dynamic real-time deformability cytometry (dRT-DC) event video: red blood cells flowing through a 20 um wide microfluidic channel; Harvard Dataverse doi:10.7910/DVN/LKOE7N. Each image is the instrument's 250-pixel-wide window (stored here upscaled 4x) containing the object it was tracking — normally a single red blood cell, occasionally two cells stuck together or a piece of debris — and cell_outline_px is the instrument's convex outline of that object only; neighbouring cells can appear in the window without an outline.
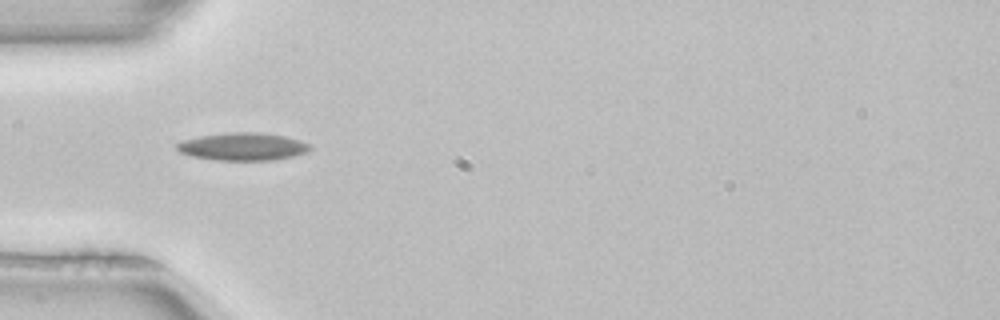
{"species": "common noctule bat (a hibernating species)", "species_latin": "Nyctalus noctula", "temperature_condition": "room temperature", "stored_images_in_passage": 5, "camera_frame_rate_fps": 3000, "um_per_image_px": 0.085, "animal": {"sex": "female", "body_mass_g": 22.7, "forearm_length_mm": 54.2}, "frame": {"image": 1, "passage_image": 2, "time_ms": 0.333, "image_size_px": [1000, 320], "cell_outline_px": [[312, 148], [304, 152], [292, 156], [276, 160], [216, 160], [192, 156], [180, 152], [176, 148], [176, 144], [184, 140], [200, 136], [228, 132], [260, 132], [284, 136], [300, 140], [312, 144]], "centroid_in_image_um": [20.65, 12.45], "position_along_channel_um": 64.3, "area_um2": 21.44}}